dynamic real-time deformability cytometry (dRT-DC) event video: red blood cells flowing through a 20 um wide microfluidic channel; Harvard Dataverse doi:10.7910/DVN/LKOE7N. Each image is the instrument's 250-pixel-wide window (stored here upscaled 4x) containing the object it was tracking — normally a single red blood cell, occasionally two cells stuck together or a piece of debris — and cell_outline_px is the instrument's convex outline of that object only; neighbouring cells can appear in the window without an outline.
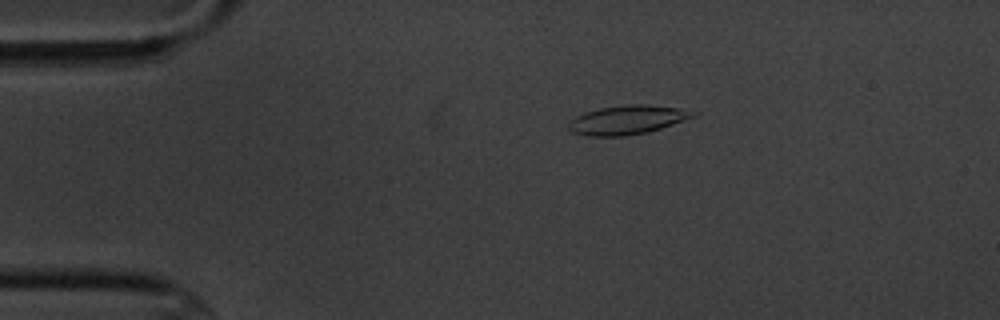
{"species": "common noctule bat (a hibernating species)", "species_latin": "Nyctalus noctula", "temperature_condition": "cold", "stored_images_in_passage": 5, "camera_frame_rate_fps": 3000, "um_per_image_px": 0.085, "animal": {"sex": "male", "body_mass_g": 20.1, "forearm_length_mm": 53.5}, "frame": {"image": 1, "passage_image": 3, "time_ms": 2.333, "image_size_px": [1000, 320], "cell_outline_px": [[700, 112], [696, 116], [648, 132], [624, 136], [588, 136], [572, 132], [568, 128], [568, 120], [584, 112], [600, 108], [628, 104], [648, 104], [680, 108]], "centroid_in_image_um": [53.31, 10.18], "position_along_channel_um": 31.7, "area_um2": 21.15}}